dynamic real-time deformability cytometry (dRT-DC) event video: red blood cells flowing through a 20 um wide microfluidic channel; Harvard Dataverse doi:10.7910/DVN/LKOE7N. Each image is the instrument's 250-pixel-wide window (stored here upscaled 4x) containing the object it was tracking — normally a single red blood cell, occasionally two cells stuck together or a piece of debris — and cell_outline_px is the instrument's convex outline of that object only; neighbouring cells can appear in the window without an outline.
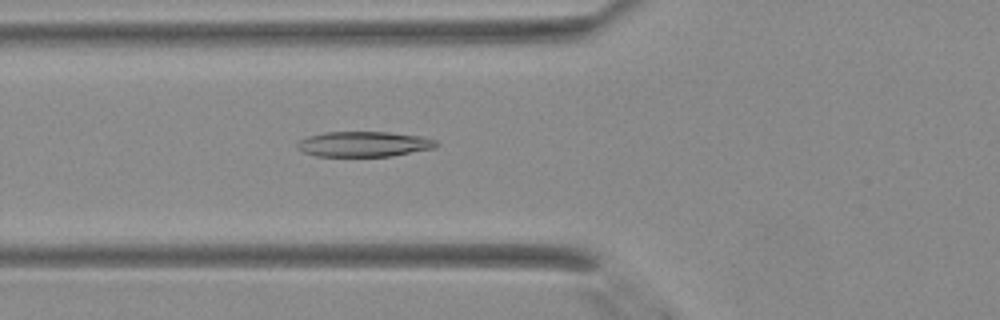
{"species": "Egyptian fruit bat (a non-hibernating species)", "species_latin": "Rousettus aegyptiacus", "temperature_condition": "warm", "stored_images_in_passage": 6, "camera_frame_rate_fps": 3000, "um_per_image_px": 0.085, "animal": {"sex": "female"}, "frame": {"image": 1, "passage_image": 6, "time_ms": 1.667, "image_size_px": [1000, 320], "cell_outline_px": [[440, 144], [436, 148], [392, 156], [316, 156], [304, 152], [296, 148], [296, 144], [300, 140], [308, 136], [324, 132], [388, 132], [424, 136], [436, 140]], "centroid_in_image_um": [30.97, 12.24], "position_along_channel_um": 94.8, "area_um2": 20.69}}